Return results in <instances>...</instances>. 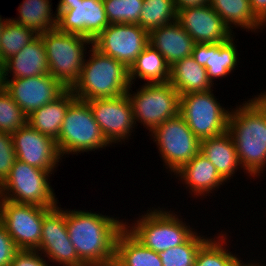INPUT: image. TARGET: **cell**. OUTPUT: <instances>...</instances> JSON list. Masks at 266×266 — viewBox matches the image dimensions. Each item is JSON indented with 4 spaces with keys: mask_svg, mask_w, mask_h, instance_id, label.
<instances>
[{
    "mask_svg": "<svg viewBox=\"0 0 266 266\" xmlns=\"http://www.w3.org/2000/svg\"><path fill=\"white\" fill-rule=\"evenodd\" d=\"M118 217L66 209V226L79 259L86 266H108L115 257L118 234L125 220Z\"/></svg>",
    "mask_w": 266,
    "mask_h": 266,
    "instance_id": "cell-1",
    "label": "cell"
},
{
    "mask_svg": "<svg viewBox=\"0 0 266 266\" xmlns=\"http://www.w3.org/2000/svg\"><path fill=\"white\" fill-rule=\"evenodd\" d=\"M227 132L243 172L261 177L266 171V106L256 96L238 104L230 111Z\"/></svg>",
    "mask_w": 266,
    "mask_h": 266,
    "instance_id": "cell-2",
    "label": "cell"
},
{
    "mask_svg": "<svg viewBox=\"0 0 266 266\" xmlns=\"http://www.w3.org/2000/svg\"><path fill=\"white\" fill-rule=\"evenodd\" d=\"M89 49V58H85L81 75L71 88L76 98L88 101L126 94L131 85L129 69L93 45Z\"/></svg>",
    "mask_w": 266,
    "mask_h": 266,
    "instance_id": "cell-3",
    "label": "cell"
},
{
    "mask_svg": "<svg viewBox=\"0 0 266 266\" xmlns=\"http://www.w3.org/2000/svg\"><path fill=\"white\" fill-rule=\"evenodd\" d=\"M151 208L131 224L125 220V228L147 248L157 253L166 251L185 243L197 231L179 212L160 206Z\"/></svg>",
    "mask_w": 266,
    "mask_h": 266,
    "instance_id": "cell-4",
    "label": "cell"
},
{
    "mask_svg": "<svg viewBox=\"0 0 266 266\" xmlns=\"http://www.w3.org/2000/svg\"><path fill=\"white\" fill-rule=\"evenodd\" d=\"M39 35L45 45L49 75L71 89L81 75L86 51L93 45V40L57 28Z\"/></svg>",
    "mask_w": 266,
    "mask_h": 266,
    "instance_id": "cell-5",
    "label": "cell"
},
{
    "mask_svg": "<svg viewBox=\"0 0 266 266\" xmlns=\"http://www.w3.org/2000/svg\"><path fill=\"white\" fill-rule=\"evenodd\" d=\"M55 141L62 159L70 154L78 155L111 147L95 121L89 104L79 99L68 107L59 137Z\"/></svg>",
    "mask_w": 266,
    "mask_h": 266,
    "instance_id": "cell-6",
    "label": "cell"
},
{
    "mask_svg": "<svg viewBox=\"0 0 266 266\" xmlns=\"http://www.w3.org/2000/svg\"><path fill=\"white\" fill-rule=\"evenodd\" d=\"M126 95L132 106L135 126H138L137 122L143 124L148 133L179 114L180 95L169 82L143 83L136 92L132 91L131 84Z\"/></svg>",
    "mask_w": 266,
    "mask_h": 266,
    "instance_id": "cell-7",
    "label": "cell"
},
{
    "mask_svg": "<svg viewBox=\"0 0 266 266\" xmlns=\"http://www.w3.org/2000/svg\"><path fill=\"white\" fill-rule=\"evenodd\" d=\"M52 173L16 160L10 175L1 184V197L15 203L53 208L59 201L51 187Z\"/></svg>",
    "mask_w": 266,
    "mask_h": 266,
    "instance_id": "cell-8",
    "label": "cell"
},
{
    "mask_svg": "<svg viewBox=\"0 0 266 266\" xmlns=\"http://www.w3.org/2000/svg\"><path fill=\"white\" fill-rule=\"evenodd\" d=\"M149 136L159 150V157L165 166L163 169L166 168L170 175L177 172L200 151V140L180 114L154 128Z\"/></svg>",
    "mask_w": 266,
    "mask_h": 266,
    "instance_id": "cell-9",
    "label": "cell"
},
{
    "mask_svg": "<svg viewBox=\"0 0 266 266\" xmlns=\"http://www.w3.org/2000/svg\"><path fill=\"white\" fill-rule=\"evenodd\" d=\"M217 100L213 89L180 96L179 114L199 140L227 132L231 110Z\"/></svg>",
    "mask_w": 266,
    "mask_h": 266,
    "instance_id": "cell-10",
    "label": "cell"
},
{
    "mask_svg": "<svg viewBox=\"0 0 266 266\" xmlns=\"http://www.w3.org/2000/svg\"><path fill=\"white\" fill-rule=\"evenodd\" d=\"M49 209L1 199L0 223L13 239L18 250H36L39 247L43 217Z\"/></svg>",
    "mask_w": 266,
    "mask_h": 266,
    "instance_id": "cell-11",
    "label": "cell"
},
{
    "mask_svg": "<svg viewBox=\"0 0 266 266\" xmlns=\"http://www.w3.org/2000/svg\"><path fill=\"white\" fill-rule=\"evenodd\" d=\"M57 29L94 40L108 25L103 0H59Z\"/></svg>",
    "mask_w": 266,
    "mask_h": 266,
    "instance_id": "cell-12",
    "label": "cell"
},
{
    "mask_svg": "<svg viewBox=\"0 0 266 266\" xmlns=\"http://www.w3.org/2000/svg\"><path fill=\"white\" fill-rule=\"evenodd\" d=\"M149 44V32L138 24H109L94 40L93 46L123 63L128 69Z\"/></svg>",
    "mask_w": 266,
    "mask_h": 266,
    "instance_id": "cell-13",
    "label": "cell"
},
{
    "mask_svg": "<svg viewBox=\"0 0 266 266\" xmlns=\"http://www.w3.org/2000/svg\"><path fill=\"white\" fill-rule=\"evenodd\" d=\"M61 206L57 205L50 208L44 214L41 240L36 250L53 264L56 263L60 266H86L79 259L70 241L66 226V208H61Z\"/></svg>",
    "mask_w": 266,
    "mask_h": 266,
    "instance_id": "cell-14",
    "label": "cell"
},
{
    "mask_svg": "<svg viewBox=\"0 0 266 266\" xmlns=\"http://www.w3.org/2000/svg\"><path fill=\"white\" fill-rule=\"evenodd\" d=\"M86 102L111 146L116 143L118 145L119 142L126 144L125 141L130 140L136 126L132 106L126 94L116 98L93 99Z\"/></svg>",
    "mask_w": 266,
    "mask_h": 266,
    "instance_id": "cell-15",
    "label": "cell"
},
{
    "mask_svg": "<svg viewBox=\"0 0 266 266\" xmlns=\"http://www.w3.org/2000/svg\"><path fill=\"white\" fill-rule=\"evenodd\" d=\"M12 139L17 160L21 162L52 174L60 165L58 163L62 162L56 141L35 130L28 123L13 132Z\"/></svg>",
    "mask_w": 266,
    "mask_h": 266,
    "instance_id": "cell-16",
    "label": "cell"
},
{
    "mask_svg": "<svg viewBox=\"0 0 266 266\" xmlns=\"http://www.w3.org/2000/svg\"><path fill=\"white\" fill-rule=\"evenodd\" d=\"M5 90L28 116L36 109L56 100L67 88L49 74L6 79Z\"/></svg>",
    "mask_w": 266,
    "mask_h": 266,
    "instance_id": "cell-17",
    "label": "cell"
},
{
    "mask_svg": "<svg viewBox=\"0 0 266 266\" xmlns=\"http://www.w3.org/2000/svg\"><path fill=\"white\" fill-rule=\"evenodd\" d=\"M177 21L195 43L226 42L236 34L210 4L179 10Z\"/></svg>",
    "mask_w": 266,
    "mask_h": 266,
    "instance_id": "cell-18",
    "label": "cell"
},
{
    "mask_svg": "<svg viewBox=\"0 0 266 266\" xmlns=\"http://www.w3.org/2000/svg\"><path fill=\"white\" fill-rule=\"evenodd\" d=\"M235 35L226 42L195 43L192 50L193 59L207 70L208 79L214 85L216 79L230 76L238 66L239 53L235 44Z\"/></svg>",
    "mask_w": 266,
    "mask_h": 266,
    "instance_id": "cell-19",
    "label": "cell"
},
{
    "mask_svg": "<svg viewBox=\"0 0 266 266\" xmlns=\"http://www.w3.org/2000/svg\"><path fill=\"white\" fill-rule=\"evenodd\" d=\"M185 185L191 198H204L227 183L215 166L199 151L189 162L173 174ZM194 194V195H193Z\"/></svg>",
    "mask_w": 266,
    "mask_h": 266,
    "instance_id": "cell-20",
    "label": "cell"
},
{
    "mask_svg": "<svg viewBox=\"0 0 266 266\" xmlns=\"http://www.w3.org/2000/svg\"><path fill=\"white\" fill-rule=\"evenodd\" d=\"M149 44L162 56L169 66L192 55L195 44L192 37L175 20L149 32Z\"/></svg>",
    "mask_w": 266,
    "mask_h": 266,
    "instance_id": "cell-21",
    "label": "cell"
},
{
    "mask_svg": "<svg viewBox=\"0 0 266 266\" xmlns=\"http://www.w3.org/2000/svg\"><path fill=\"white\" fill-rule=\"evenodd\" d=\"M49 74L45 45L40 35L5 62V78L17 79Z\"/></svg>",
    "mask_w": 266,
    "mask_h": 266,
    "instance_id": "cell-22",
    "label": "cell"
},
{
    "mask_svg": "<svg viewBox=\"0 0 266 266\" xmlns=\"http://www.w3.org/2000/svg\"><path fill=\"white\" fill-rule=\"evenodd\" d=\"M200 152L215 166L220 176L228 183L231 178L233 179L235 172L242 169L236 146L228 132L200 140Z\"/></svg>",
    "mask_w": 266,
    "mask_h": 266,
    "instance_id": "cell-23",
    "label": "cell"
},
{
    "mask_svg": "<svg viewBox=\"0 0 266 266\" xmlns=\"http://www.w3.org/2000/svg\"><path fill=\"white\" fill-rule=\"evenodd\" d=\"M71 89H67L56 100L36 109L28 115L27 123L35 130L54 140L59 137L68 107L76 100Z\"/></svg>",
    "mask_w": 266,
    "mask_h": 266,
    "instance_id": "cell-24",
    "label": "cell"
},
{
    "mask_svg": "<svg viewBox=\"0 0 266 266\" xmlns=\"http://www.w3.org/2000/svg\"><path fill=\"white\" fill-rule=\"evenodd\" d=\"M169 83L180 96L210 91L215 86L208 79L205 67L199 65L192 56L184 57L170 66Z\"/></svg>",
    "mask_w": 266,
    "mask_h": 266,
    "instance_id": "cell-25",
    "label": "cell"
},
{
    "mask_svg": "<svg viewBox=\"0 0 266 266\" xmlns=\"http://www.w3.org/2000/svg\"><path fill=\"white\" fill-rule=\"evenodd\" d=\"M114 260L120 266H163L159 254L144 246L125 227L117 236Z\"/></svg>",
    "mask_w": 266,
    "mask_h": 266,
    "instance_id": "cell-26",
    "label": "cell"
},
{
    "mask_svg": "<svg viewBox=\"0 0 266 266\" xmlns=\"http://www.w3.org/2000/svg\"><path fill=\"white\" fill-rule=\"evenodd\" d=\"M137 78L144 80L145 83L169 82L170 66L162 54L150 44L145 47L129 68V80L132 85Z\"/></svg>",
    "mask_w": 266,
    "mask_h": 266,
    "instance_id": "cell-27",
    "label": "cell"
},
{
    "mask_svg": "<svg viewBox=\"0 0 266 266\" xmlns=\"http://www.w3.org/2000/svg\"><path fill=\"white\" fill-rule=\"evenodd\" d=\"M209 4L231 31L239 27L246 32L258 33L265 28L254 17L249 0H210Z\"/></svg>",
    "mask_w": 266,
    "mask_h": 266,
    "instance_id": "cell-28",
    "label": "cell"
},
{
    "mask_svg": "<svg viewBox=\"0 0 266 266\" xmlns=\"http://www.w3.org/2000/svg\"><path fill=\"white\" fill-rule=\"evenodd\" d=\"M52 0H23L18 6V17L10 18L15 23L31 28L36 34L57 27V13L52 11Z\"/></svg>",
    "mask_w": 266,
    "mask_h": 266,
    "instance_id": "cell-29",
    "label": "cell"
},
{
    "mask_svg": "<svg viewBox=\"0 0 266 266\" xmlns=\"http://www.w3.org/2000/svg\"><path fill=\"white\" fill-rule=\"evenodd\" d=\"M227 234V231L222 230L217 233L218 236H211L199 248L194 266H236L242 259L238 254L229 251L227 242L230 239Z\"/></svg>",
    "mask_w": 266,
    "mask_h": 266,
    "instance_id": "cell-30",
    "label": "cell"
},
{
    "mask_svg": "<svg viewBox=\"0 0 266 266\" xmlns=\"http://www.w3.org/2000/svg\"><path fill=\"white\" fill-rule=\"evenodd\" d=\"M177 20L174 0H144L139 26L148 32Z\"/></svg>",
    "mask_w": 266,
    "mask_h": 266,
    "instance_id": "cell-31",
    "label": "cell"
},
{
    "mask_svg": "<svg viewBox=\"0 0 266 266\" xmlns=\"http://www.w3.org/2000/svg\"><path fill=\"white\" fill-rule=\"evenodd\" d=\"M37 35L31 28L15 23L8 18L0 38V58L6 62Z\"/></svg>",
    "mask_w": 266,
    "mask_h": 266,
    "instance_id": "cell-32",
    "label": "cell"
},
{
    "mask_svg": "<svg viewBox=\"0 0 266 266\" xmlns=\"http://www.w3.org/2000/svg\"><path fill=\"white\" fill-rule=\"evenodd\" d=\"M196 231L185 243L159 252L163 266H194L199 248L210 238Z\"/></svg>",
    "mask_w": 266,
    "mask_h": 266,
    "instance_id": "cell-33",
    "label": "cell"
},
{
    "mask_svg": "<svg viewBox=\"0 0 266 266\" xmlns=\"http://www.w3.org/2000/svg\"><path fill=\"white\" fill-rule=\"evenodd\" d=\"M109 24H138L144 0H103Z\"/></svg>",
    "mask_w": 266,
    "mask_h": 266,
    "instance_id": "cell-34",
    "label": "cell"
},
{
    "mask_svg": "<svg viewBox=\"0 0 266 266\" xmlns=\"http://www.w3.org/2000/svg\"><path fill=\"white\" fill-rule=\"evenodd\" d=\"M28 116L3 89L0 91V132L12 134L27 124Z\"/></svg>",
    "mask_w": 266,
    "mask_h": 266,
    "instance_id": "cell-35",
    "label": "cell"
},
{
    "mask_svg": "<svg viewBox=\"0 0 266 266\" xmlns=\"http://www.w3.org/2000/svg\"><path fill=\"white\" fill-rule=\"evenodd\" d=\"M16 160L12 134L0 132V185L10 175Z\"/></svg>",
    "mask_w": 266,
    "mask_h": 266,
    "instance_id": "cell-36",
    "label": "cell"
},
{
    "mask_svg": "<svg viewBox=\"0 0 266 266\" xmlns=\"http://www.w3.org/2000/svg\"><path fill=\"white\" fill-rule=\"evenodd\" d=\"M37 250H18L10 266H52L49 261Z\"/></svg>",
    "mask_w": 266,
    "mask_h": 266,
    "instance_id": "cell-37",
    "label": "cell"
},
{
    "mask_svg": "<svg viewBox=\"0 0 266 266\" xmlns=\"http://www.w3.org/2000/svg\"><path fill=\"white\" fill-rule=\"evenodd\" d=\"M18 251L13 239L0 223V266H10L14 254Z\"/></svg>",
    "mask_w": 266,
    "mask_h": 266,
    "instance_id": "cell-38",
    "label": "cell"
},
{
    "mask_svg": "<svg viewBox=\"0 0 266 266\" xmlns=\"http://www.w3.org/2000/svg\"><path fill=\"white\" fill-rule=\"evenodd\" d=\"M254 17L266 27V0H249Z\"/></svg>",
    "mask_w": 266,
    "mask_h": 266,
    "instance_id": "cell-39",
    "label": "cell"
},
{
    "mask_svg": "<svg viewBox=\"0 0 266 266\" xmlns=\"http://www.w3.org/2000/svg\"><path fill=\"white\" fill-rule=\"evenodd\" d=\"M210 0H174L176 11L189 7H197L209 4Z\"/></svg>",
    "mask_w": 266,
    "mask_h": 266,
    "instance_id": "cell-40",
    "label": "cell"
},
{
    "mask_svg": "<svg viewBox=\"0 0 266 266\" xmlns=\"http://www.w3.org/2000/svg\"><path fill=\"white\" fill-rule=\"evenodd\" d=\"M5 62L0 58V91L5 89Z\"/></svg>",
    "mask_w": 266,
    "mask_h": 266,
    "instance_id": "cell-41",
    "label": "cell"
},
{
    "mask_svg": "<svg viewBox=\"0 0 266 266\" xmlns=\"http://www.w3.org/2000/svg\"><path fill=\"white\" fill-rule=\"evenodd\" d=\"M260 262H250V260H246V262H244L243 260H241L236 266H264L265 264L262 265V263Z\"/></svg>",
    "mask_w": 266,
    "mask_h": 266,
    "instance_id": "cell-42",
    "label": "cell"
},
{
    "mask_svg": "<svg viewBox=\"0 0 266 266\" xmlns=\"http://www.w3.org/2000/svg\"><path fill=\"white\" fill-rule=\"evenodd\" d=\"M253 96H256L266 106V91H263L258 95H253Z\"/></svg>",
    "mask_w": 266,
    "mask_h": 266,
    "instance_id": "cell-43",
    "label": "cell"
},
{
    "mask_svg": "<svg viewBox=\"0 0 266 266\" xmlns=\"http://www.w3.org/2000/svg\"><path fill=\"white\" fill-rule=\"evenodd\" d=\"M7 20H8L7 18H5V19L3 18L2 19V16L0 15V38H1L3 28H4Z\"/></svg>",
    "mask_w": 266,
    "mask_h": 266,
    "instance_id": "cell-44",
    "label": "cell"
},
{
    "mask_svg": "<svg viewBox=\"0 0 266 266\" xmlns=\"http://www.w3.org/2000/svg\"><path fill=\"white\" fill-rule=\"evenodd\" d=\"M108 266H120V265L114 260Z\"/></svg>",
    "mask_w": 266,
    "mask_h": 266,
    "instance_id": "cell-45",
    "label": "cell"
},
{
    "mask_svg": "<svg viewBox=\"0 0 266 266\" xmlns=\"http://www.w3.org/2000/svg\"><path fill=\"white\" fill-rule=\"evenodd\" d=\"M1 199H2V197H1V185H0V202H1Z\"/></svg>",
    "mask_w": 266,
    "mask_h": 266,
    "instance_id": "cell-46",
    "label": "cell"
}]
</instances>
